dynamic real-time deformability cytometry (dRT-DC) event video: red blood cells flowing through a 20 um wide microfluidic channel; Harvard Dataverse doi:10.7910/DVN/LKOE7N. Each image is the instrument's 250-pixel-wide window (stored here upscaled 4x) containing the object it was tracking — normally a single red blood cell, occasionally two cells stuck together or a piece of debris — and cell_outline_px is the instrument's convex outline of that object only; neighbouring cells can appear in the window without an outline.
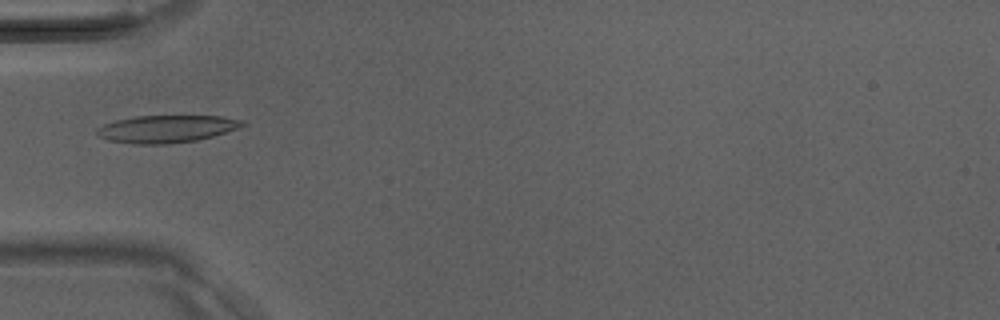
{"species": "Egyptian fruit bat (a non-hibernating species)", "species_latin": "Rousettus aegyptiacus", "temperature_condition": "room temperature", "stored_images_in_passage": 39, "camera_frame_rate_fps": 3000, "um_per_image_px": 0.085, "animal": {"sex": "male"}, "frame": {"image": 1, "passage_image": 13, "time_ms": 4.0, "image_size_px": [1000, 320], "cell_outline_px": [[248, 124], [212, 136], [196, 140], [164, 144], [136, 144], [108, 140], [100, 136], [96, 132], [96, 128], [104, 124], [116, 120], [136, 116], [220, 116], [244, 120]], "centroid_in_image_um": [14.14, 10.95], "position_along_channel_um": 70.9, "area_um2": 23.0}}
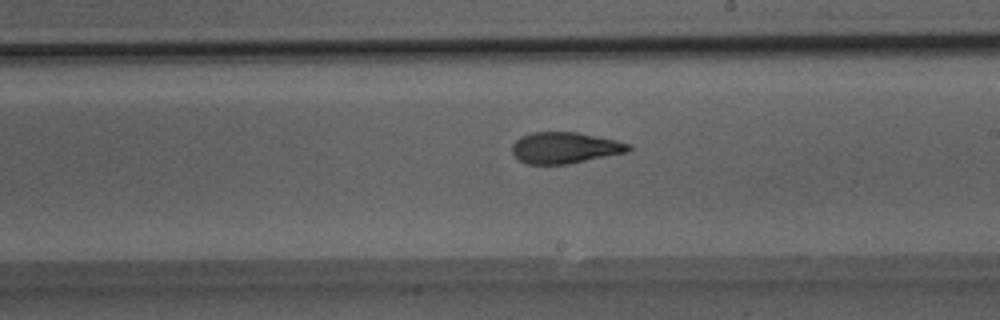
{"frame": {"image": 2, "passage_image": 23, "time_ms": 7.333, "image_size_px": [1000, 320], "cell_outline_px": [[632, 148], [628, 152], [568, 164], [528, 164], [520, 160], [512, 152], [512, 144], [520, 136], [532, 132], [576, 132], [616, 140], [632, 144]], "centroid_in_image_um": [48.03, 12.56], "position_along_channel_um": 241.0, "area_um2": 21.21}}
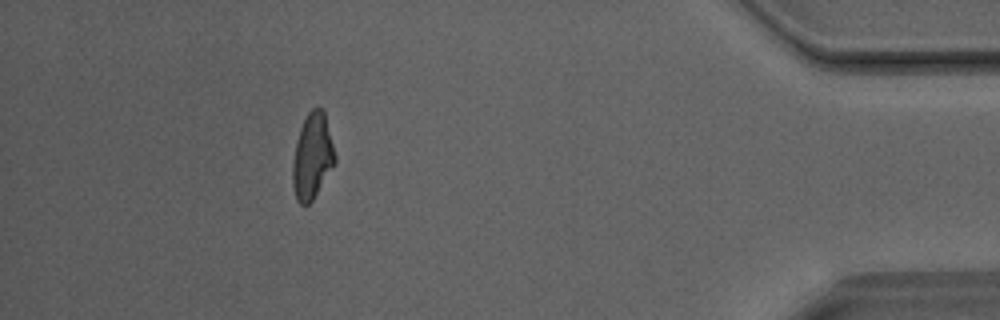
{"frame": {"image": 3, "passage_image": 36, "time_ms": 11.667, "image_size_px": [1000, 320], "cell_outline_px": [[336, 164], [312, 200], [308, 204], [300, 204], [296, 200], [292, 184], [292, 164], [296, 140], [300, 128], [308, 112], [312, 108], [320, 108], [324, 112], [336, 156]], "centroid_in_image_um": [26.54, 13.31], "position_along_channel_um": 408.7, "area_um2": 21.15}}